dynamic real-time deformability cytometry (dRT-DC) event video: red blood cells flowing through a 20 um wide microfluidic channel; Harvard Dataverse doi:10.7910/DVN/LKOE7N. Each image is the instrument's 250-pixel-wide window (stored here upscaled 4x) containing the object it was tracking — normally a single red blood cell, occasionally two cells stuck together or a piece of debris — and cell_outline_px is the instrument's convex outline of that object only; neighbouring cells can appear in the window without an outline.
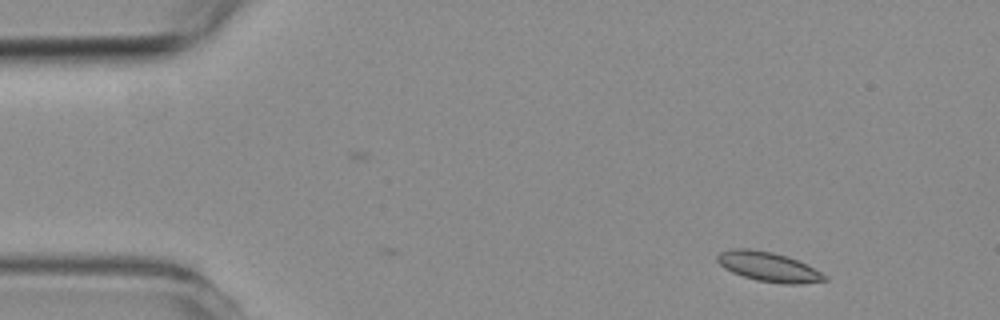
{"species": "common noctule bat (a hibernating species)", "species_latin": "Nyctalus noctula", "temperature_condition": "room temperature", "stored_images_in_passage": 2, "camera_frame_rate_fps": 3000, "um_per_image_px": 0.085, "animal": {"sex": "female", "body_mass_g": 19.3, "forearm_length_mm": 54.1}, "frame": {"image": 1, "passage_image": 2, "time_ms": 1.0, "image_size_px": [1000, 320], "cell_outline_px": [[828, 280], [800, 284], [784, 284], [756, 280], [732, 272], [724, 268], [716, 260], [716, 256], [720, 252], [728, 248], [748, 248], [772, 252], [788, 256], [828, 276]], "centroid_in_image_um": [65.28, 22.67], "position_along_channel_um": 19.7, "area_um2": 18.44}}